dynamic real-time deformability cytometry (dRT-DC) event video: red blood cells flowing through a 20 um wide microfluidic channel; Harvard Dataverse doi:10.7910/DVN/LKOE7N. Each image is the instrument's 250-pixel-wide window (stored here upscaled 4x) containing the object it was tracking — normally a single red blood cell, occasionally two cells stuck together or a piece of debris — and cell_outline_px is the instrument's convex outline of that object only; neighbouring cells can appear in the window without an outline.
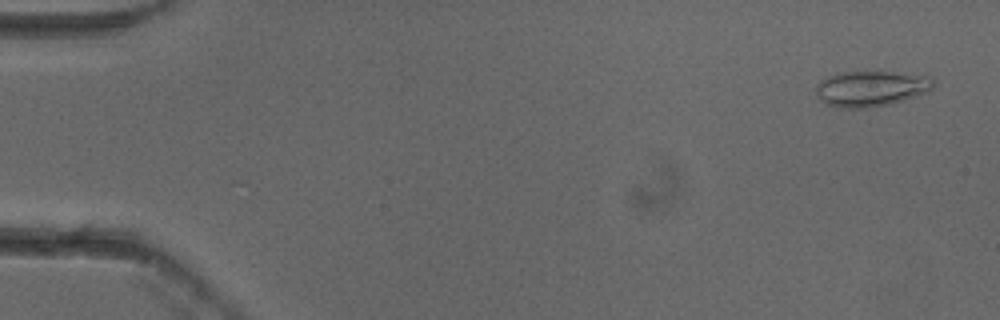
{"species": "common noctule bat (a hibernating species)", "species_latin": "Nyctalus noctula", "temperature_condition": "cold", "stored_images_in_passage": 54, "camera_frame_rate_fps": 3000, "um_per_image_px": 0.085, "animal": {"sex": "female"}, "frame": {"image": 1, "passage_image": 3, "time_ms": 0.667, "image_size_px": [1000, 320], "cell_outline_px": [[936, 84], [928, 92], [904, 100], [888, 104], [864, 108], [840, 108], [828, 104], [820, 100], [816, 92], [816, 84], [820, 80], [836, 72], [892, 72], [928, 76], [936, 80]], "centroid_in_image_um": [74.04, 7.52], "position_along_channel_um": 11.0, "area_um2": 24.45}}
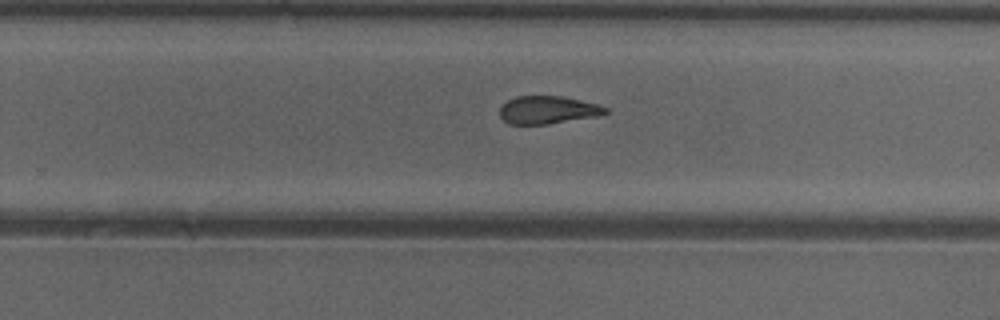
{"frame": {"image": 2, "passage_image": 35, "time_ms": 11.333, "image_size_px": [1000, 320], "cell_outline_px": [[608, 112], [596, 116], [548, 124], [508, 124], [500, 116], [500, 108], [508, 100], [516, 96], [560, 96], [580, 100], [596, 104], [608, 108]], "centroid_in_image_um": [46.54, 9.34], "position_along_channel_um": 283.3, "area_um2": 16.94}}
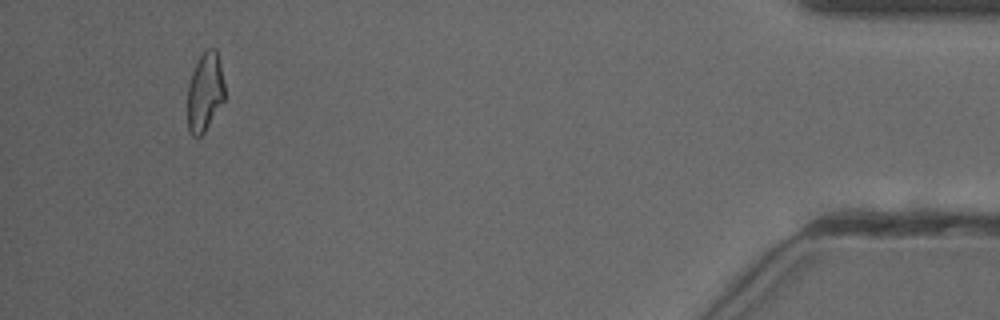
{"frame": {"image": 3, "passage_image": 51, "time_ms": 16.667, "image_size_px": [1000, 320], "cell_outline_px": [[224, 100], [204, 132], [200, 136], [192, 136], [188, 132], [188, 84], [192, 72], [200, 56], [208, 48], [216, 48], [220, 64], [224, 84]], "centroid_in_image_um": [17.41, 7.83], "position_along_channel_um": 417.8, "area_um2": 16.88}, "authors_computed_cell_mechanics": {"area_um2": 18.5538, "velocity_mm_per_s": 3.8614, "shape_relaxation_time_tau1_ms": null, "shape_relaxation_time_tau2_ms": 3.4693, "deformation_change_tau1": null, "deformation_change_tau2": 0.1228}}